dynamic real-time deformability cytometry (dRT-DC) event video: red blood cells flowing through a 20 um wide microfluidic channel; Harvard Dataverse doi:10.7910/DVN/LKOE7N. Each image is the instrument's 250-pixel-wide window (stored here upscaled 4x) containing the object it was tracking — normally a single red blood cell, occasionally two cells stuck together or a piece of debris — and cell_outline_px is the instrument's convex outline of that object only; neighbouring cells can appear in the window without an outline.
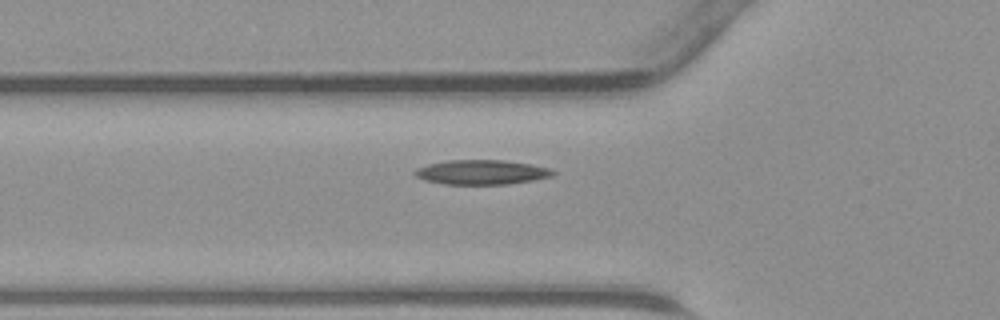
{"species": "common noctule bat (a hibernating species)", "species_latin": "Nyctalus noctula", "temperature_condition": "warm", "stored_images_in_passage": 35, "camera_frame_rate_fps": 3000, "um_per_image_px": 0.085, "animal": {"sex": "male", "body_mass_g": 23.1, "forearm_length_mm": 52.7}, "frame": {"image": 1, "passage_image": 5, "time_ms": 1.333, "image_size_px": [1000, 320], "cell_outline_px": [[556, 172], [552, 176], [532, 180], [508, 184], [444, 184], [424, 180], [416, 176], [412, 172], [416, 168], [428, 164], [448, 160], [504, 160], [532, 164], [548, 168]], "centroid_in_image_um": [40.9, 14.63], "position_along_channel_um": 84.9, "area_um2": 19.77}}
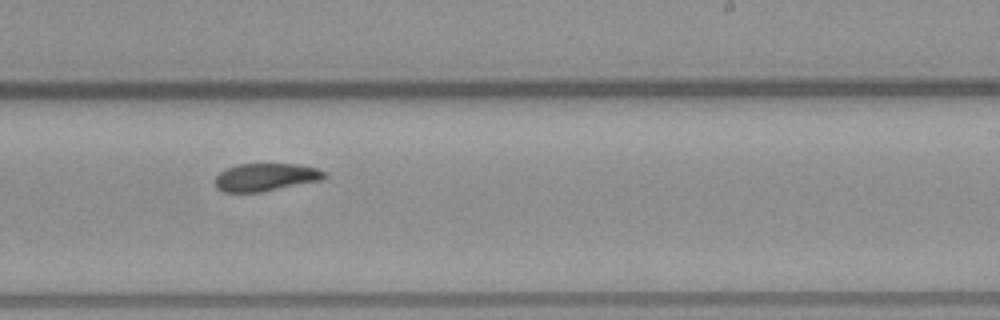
{"frame": {"image": 2, "passage_image": 17, "time_ms": 5.333, "image_size_px": [1000, 320], "cell_outline_px": [[328, 176], [320, 180], [260, 192], [224, 192], [216, 188], [216, 176], [224, 168], [236, 164], [296, 164], [316, 168], [324, 172]], "centroid_in_image_um": [22.54, 15.05], "position_along_channel_um": 266.5, "area_um2": 17.57}}
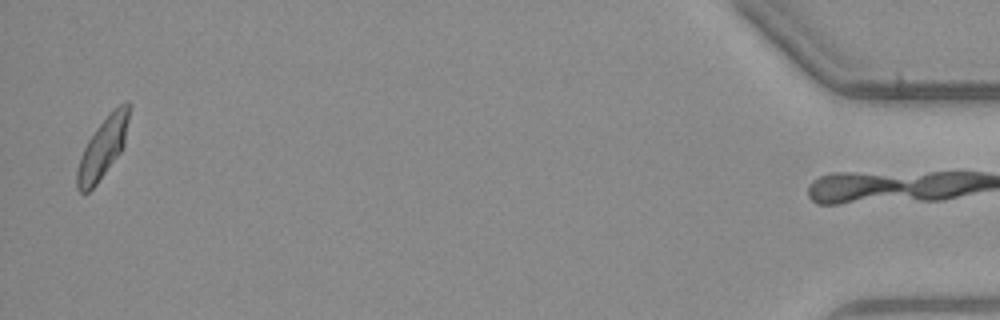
{"frame": {"image": 3, "passage_image": 34, "time_ms": 11.0, "image_size_px": [1000, 320], "cell_outline_px": [[132, 104], [124, 144], [120, 152], [96, 184], [88, 192], [80, 192], [76, 188], [76, 172], [80, 156], [88, 140], [96, 128], [120, 104], [128, 100]], "centroid_in_image_um": [8.74, 12.56], "position_along_channel_um": 426.5, "area_um2": 18.03}}